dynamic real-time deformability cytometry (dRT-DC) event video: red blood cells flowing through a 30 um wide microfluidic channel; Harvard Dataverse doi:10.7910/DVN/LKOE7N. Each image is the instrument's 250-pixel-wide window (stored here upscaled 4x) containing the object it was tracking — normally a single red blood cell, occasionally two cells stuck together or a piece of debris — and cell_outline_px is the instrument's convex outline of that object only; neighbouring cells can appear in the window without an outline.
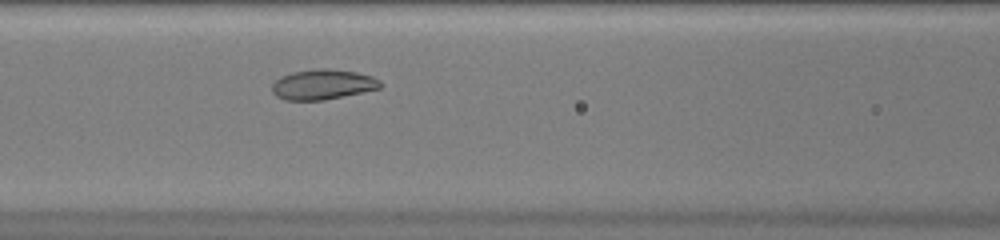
{"species": "common noctule bat (a hibernating species)", "species_latin": "Nyctalus noctula", "temperature_condition": "warm", "stored_images_in_passage": 36, "camera_frame_rate_fps": 3000, "um_per_image_px": 0.085, "animal": {"sex": "female", "body_mass_g": 20.0, "forearm_length_mm": 54.0}, "frame": {"image": 1, "passage_image": 12, "time_ms": 3.667, "image_size_px": [1000, 240], "cell_outline_px": [[380, 88], [324, 100], [284, 100], [276, 96], [272, 92], [272, 84], [280, 76], [292, 72], [316, 68], [328, 68], [356, 72], [372, 76], [380, 80]], "centroid_in_image_um": [27.39, 7.17], "position_along_channel_um": 139.2, "area_um2": 19.02}}
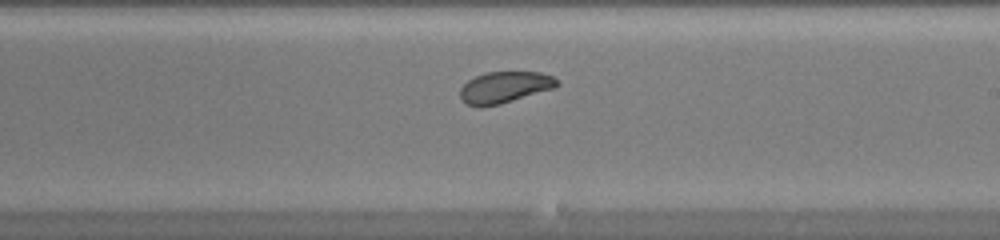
{"frame": {"image": 2, "passage_image": 20, "time_ms": 6.333, "image_size_px": [1000, 240], "cell_outline_px": [[560, 84], [556, 88], [500, 104], [480, 108], [468, 104], [460, 100], [460, 88], [468, 80], [476, 76], [488, 72], [540, 72], [552, 76], [560, 80]], "centroid_in_image_um": [42.91, 7.43], "position_along_channel_um": 246.1, "area_um2": 17.98}}
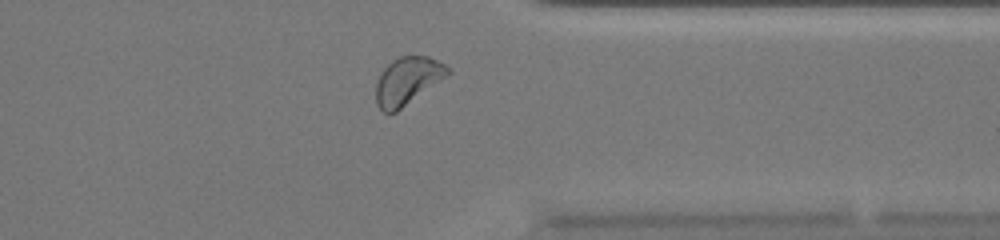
{"frame": {"image": 3, "passage_image": 30, "time_ms": 9.667, "image_size_px": [1000, 240], "cell_outline_px": [[452, 72], [396, 112], [384, 112], [376, 104], [376, 84], [380, 72], [392, 60], [400, 56], [428, 56], [452, 68]], "centroid_in_image_um": [34.64, 6.85], "position_along_channel_um": 376.8, "area_um2": 19.77}, "authors_computed_cell_mechanics": {"area_um2": 19.3052, "velocity_mm_per_s": 4.0175, "shape_relaxation_time_tau1_ms": 2.0389, "shape_relaxation_time_tau2_ms": 3.8779, "deformation_change_tau1": 0.0697, "deformation_change_tau2": 0.0756}}